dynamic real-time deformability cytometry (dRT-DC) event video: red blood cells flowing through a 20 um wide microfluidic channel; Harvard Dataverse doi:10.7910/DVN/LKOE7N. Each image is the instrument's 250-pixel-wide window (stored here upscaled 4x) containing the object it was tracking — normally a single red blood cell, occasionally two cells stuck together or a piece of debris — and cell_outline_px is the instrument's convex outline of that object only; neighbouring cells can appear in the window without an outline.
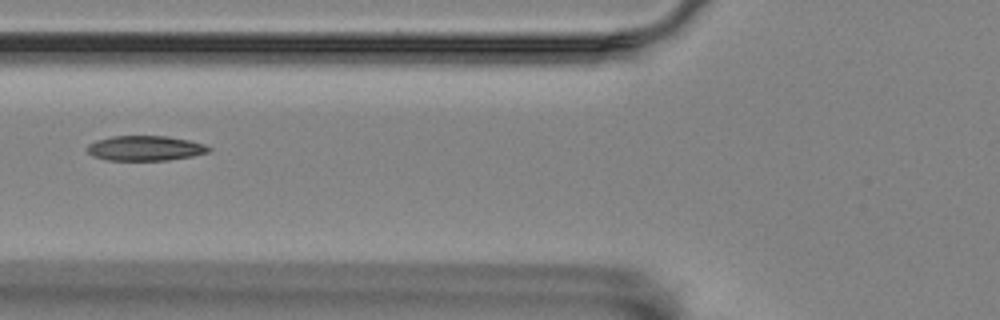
{"species": "Egyptian fruit bat (a non-hibernating species)", "species_latin": "Rousettus aegyptiacus", "temperature_condition": "room temperature", "stored_images_in_passage": 4, "camera_frame_rate_fps": 3000, "um_per_image_px": 0.085, "animal": {"sex": "female"}, "frame": {"image": 1, "passage_image": 4, "time_ms": 1.0, "image_size_px": [1000, 320], "cell_outline_px": [[212, 148], [208, 152], [192, 156], [168, 160], [108, 160], [92, 156], [88, 152], [88, 144], [96, 140], [112, 136], [168, 136], [188, 140], [204, 144]], "centroid_in_image_um": [12.34, 12.59], "position_along_channel_um": 113.5, "area_um2": 17.63}}